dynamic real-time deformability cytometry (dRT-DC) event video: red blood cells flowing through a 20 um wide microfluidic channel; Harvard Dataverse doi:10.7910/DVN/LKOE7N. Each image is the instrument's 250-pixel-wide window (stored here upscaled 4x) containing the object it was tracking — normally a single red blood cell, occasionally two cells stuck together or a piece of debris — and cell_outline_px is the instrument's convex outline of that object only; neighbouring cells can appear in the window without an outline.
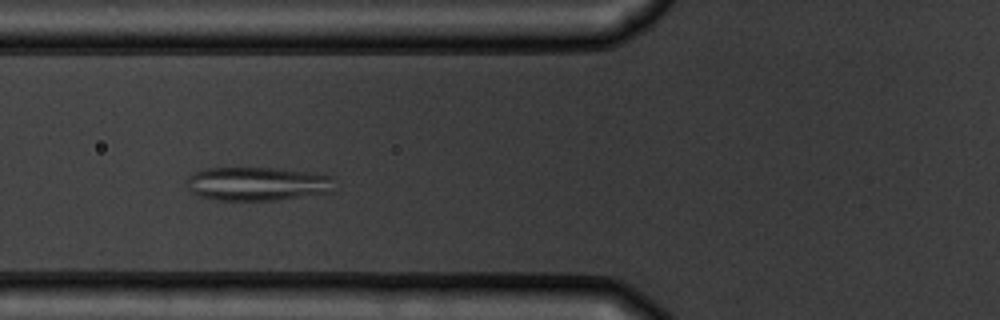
{"species": "common noctule bat (a hibernating species)", "species_latin": "Nyctalus noctula", "temperature_condition": "warm", "stored_images_in_passage": 8, "camera_frame_rate_fps": 3000, "um_per_image_px": 0.085, "animal": {"sex": "male", "body_mass_g": 19.5, "forearm_length_mm": 54.6}, "frame": {"image": 1, "passage_image": 4, "time_ms": 3.333, "image_size_px": [1000, 320], "cell_outline_px": [[332, 192], [276, 200], [220, 200], [200, 196], [192, 192], [188, 188], [188, 176], [192, 172], [208, 168], [280, 168], [308, 172], [332, 176]], "centroid_in_image_um": [21.86, 15.62], "position_along_channel_um": 103.9, "area_um2": 28.9}}